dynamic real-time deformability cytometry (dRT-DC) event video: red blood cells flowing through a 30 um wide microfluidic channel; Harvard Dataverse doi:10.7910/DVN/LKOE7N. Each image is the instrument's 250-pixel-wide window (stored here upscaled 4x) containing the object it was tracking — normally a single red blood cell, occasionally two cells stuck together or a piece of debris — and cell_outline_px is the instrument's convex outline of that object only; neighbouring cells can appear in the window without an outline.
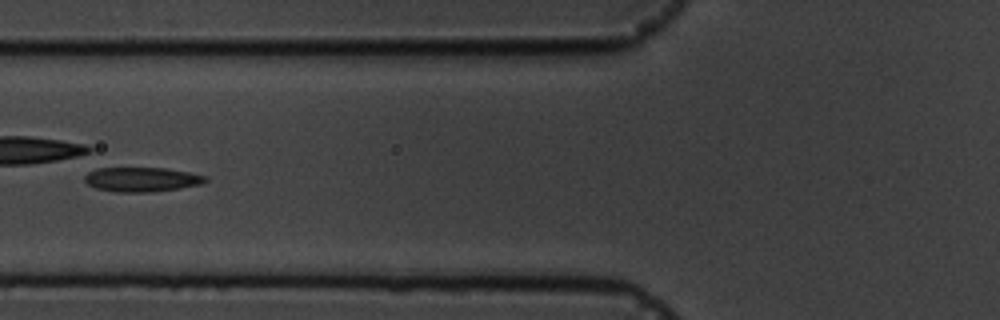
{"species": "common noctule bat (a hibernating species)", "species_latin": "Nyctalus noctula", "temperature_condition": "cold", "stored_images_in_passage": 13, "camera_frame_rate_fps": 3000, "um_per_image_px": 0.085, "animal": {"sex": "male", "body_mass_g": 19.5, "forearm_length_mm": 54.6}, "frame": {"image": 1, "passage_image": 4, "time_ms": 3.667, "image_size_px": [1000, 320], "cell_outline_px": [[208, 180], [200, 184], [152, 192], [116, 192], [96, 188], [88, 184], [84, 180], [84, 176], [88, 172], [96, 168], [164, 168], [188, 172], [208, 176]], "centroid_in_image_um": [12.02, 15.25], "position_along_channel_um": 113.8, "area_um2": 17.11}, "authors_computed_cell_mechanics": {"area_um2": 17.34, "velocity_mm_per_s": 3.5694, "shape_relaxation_time_tau1_ms": 4.0834, "shape_relaxation_time_tau2_ms": 10.0389, "deformation_change_tau1": 0.1187, "deformation_change_tau2": 0.1544}}